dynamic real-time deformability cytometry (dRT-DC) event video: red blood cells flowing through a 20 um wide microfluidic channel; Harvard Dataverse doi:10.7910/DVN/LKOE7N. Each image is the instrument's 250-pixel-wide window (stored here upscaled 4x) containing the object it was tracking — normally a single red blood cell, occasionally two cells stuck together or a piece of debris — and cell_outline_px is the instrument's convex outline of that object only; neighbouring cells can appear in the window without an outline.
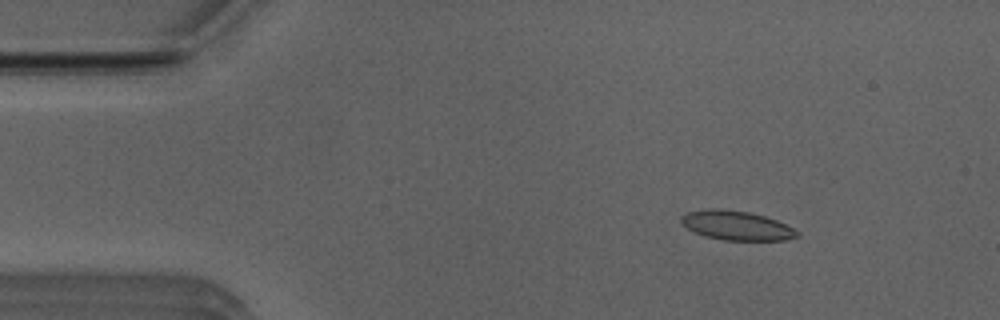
{"species": "Egyptian fruit bat (a non-hibernating species)", "species_latin": "Rousettus aegyptiacus", "temperature_condition": "room temperature", "stored_images_in_passage": 15, "camera_frame_rate_fps": 3000, "um_per_image_px": 0.085, "animal": {"sex": "male"}, "frame": {"image": 1, "passage_image": 7, "time_ms": 2.0, "image_size_px": [1000, 320], "cell_outline_px": [[800, 236], [784, 240], [724, 240], [704, 236], [688, 228], [680, 220], [680, 216], [688, 212], [712, 208], [720, 208], [748, 212], [764, 216], [776, 220], [800, 232]], "centroid_in_image_um": [62.61, 19.17], "position_along_channel_um": 22.4, "area_um2": 19.59}}